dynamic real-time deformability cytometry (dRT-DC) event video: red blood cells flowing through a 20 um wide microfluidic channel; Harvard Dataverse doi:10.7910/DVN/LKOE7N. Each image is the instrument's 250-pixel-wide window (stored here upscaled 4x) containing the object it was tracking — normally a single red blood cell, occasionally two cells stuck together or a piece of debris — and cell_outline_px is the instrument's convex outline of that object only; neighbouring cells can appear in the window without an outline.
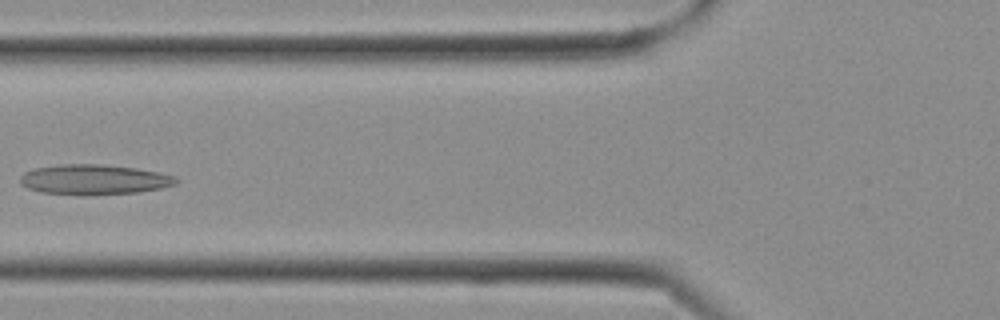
{"species": "Egyptian fruit bat (a non-hibernating species)", "species_latin": "Rousettus aegyptiacus", "temperature_condition": "cold", "stored_images_in_passage": 28, "camera_frame_rate_fps": 3000, "um_per_image_px": 0.085, "frame": {"image": 1, "passage_image": 11, "time_ms": 3.333, "image_size_px": [1000, 320], "cell_outline_px": [[180, 180], [176, 184], [160, 188], [140, 192], [84, 196], [80, 196], [40, 192], [28, 188], [20, 184], [20, 176], [24, 172], [32, 168], [60, 164], [104, 164], [136, 168], [160, 172], [176, 176]], "centroid_in_image_um": [7.99, 15.27], "position_along_channel_um": 117.8, "area_um2": 27.98}}
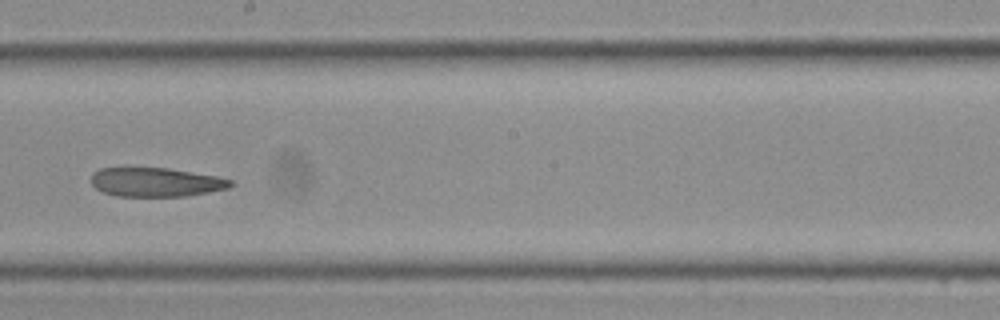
{"frame": {"image": 2, "passage_image": 16, "time_ms": 5.0, "image_size_px": [1000, 320], "cell_outline_px": [[232, 184], [228, 188], [188, 196], [116, 196], [104, 192], [96, 188], [92, 184], [92, 172], [100, 168], [124, 164], [128, 164], [168, 168], [216, 176], [232, 180]], "centroid_in_image_um": [13.15, 15.43], "position_along_channel_um": 235.1, "area_um2": 24.45}}
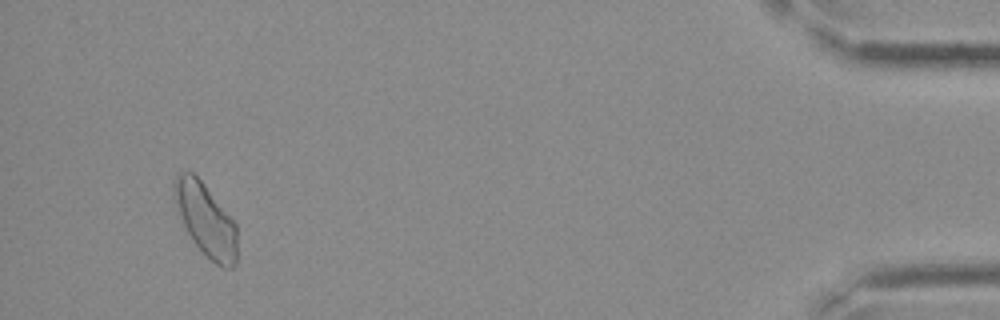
{"frame": {"image": 3, "passage_image": 27, "time_ms": 8.667, "image_size_px": [1000, 320], "cell_outline_px": [[236, 264], [232, 268], [224, 268], [216, 264], [192, 240], [184, 224], [176, 200], [172, 180], [180, 172], [192, 172], [204, 184], [236, 224]], "centroid_in_image_um": [17.51, 18.68], "position_along_channel_um": 417.7, "area_um2": 25.72}}